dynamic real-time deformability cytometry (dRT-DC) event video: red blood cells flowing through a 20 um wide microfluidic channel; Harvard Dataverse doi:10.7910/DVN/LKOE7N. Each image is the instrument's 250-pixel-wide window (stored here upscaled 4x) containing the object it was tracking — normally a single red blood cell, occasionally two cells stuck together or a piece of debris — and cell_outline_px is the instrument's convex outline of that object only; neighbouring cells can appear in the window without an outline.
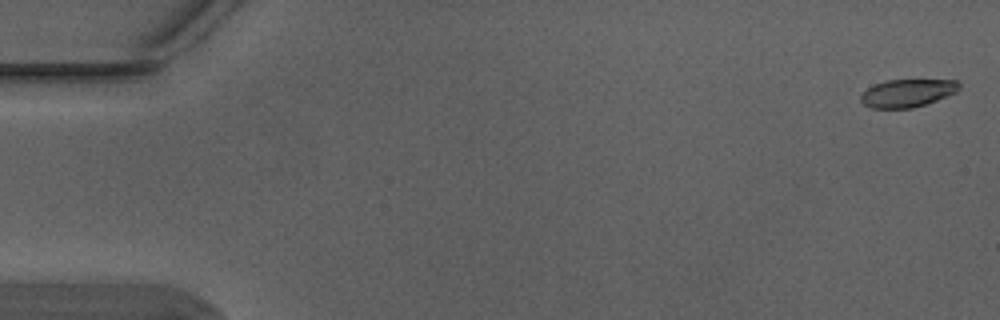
{"species": "Egyptian fruit bat (a non-hibernating species)", "species_latin": "Rousettus aegyptiacus", "temperature_condition": "warm", "stored_images_in_passage": 7, "camera_frame_rate_fps": 3000, "um_per_image_px": 0.085, "animal": {"sex": "male"}, "frame": {"image": 1, "passage_image": 1, "time_ms": 0.0, "image_size_px": [1000, 320], "cell_outline_px": [[960, 88], [956, 92], [936, 100], [912, 108], [872, 108], [864, 104], [860, 100], [860, 96], [868, 88], [876, 84], [888, 80], [956, 80], [960, 84]], "centroid_in_image_um": [77.13, 7.91], "position_along_channel_um": 7.9, "area_um2": 15.72}}
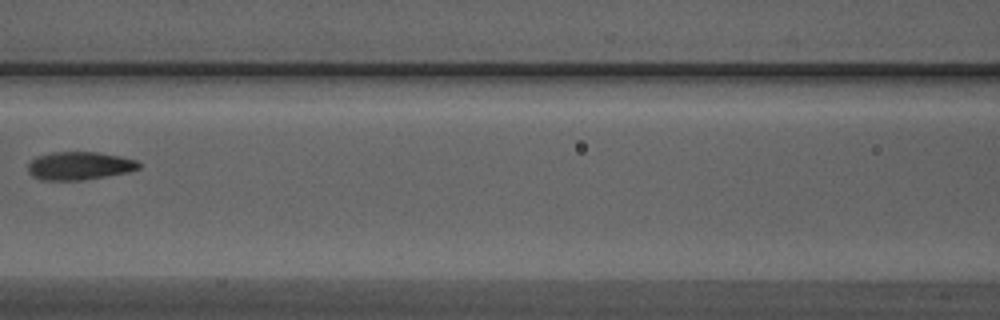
{"frame": {"image": 2, "passage_image": 6, "time_ms": 1.667, "image_size_px": [1000, 320], "cell_outline_px": [[140, 168], [128, 172], [84, 180], [40, 180], [32, 176], [28, 172], [28, 164], [36, 156], [52, 152], [100, 152], [120, 156], [136, 160], [140, 164]], "centroid_in_image_um": [6.74, 14.09], "position_along_channel_um": 159.9, "area_um2": 18.26}}
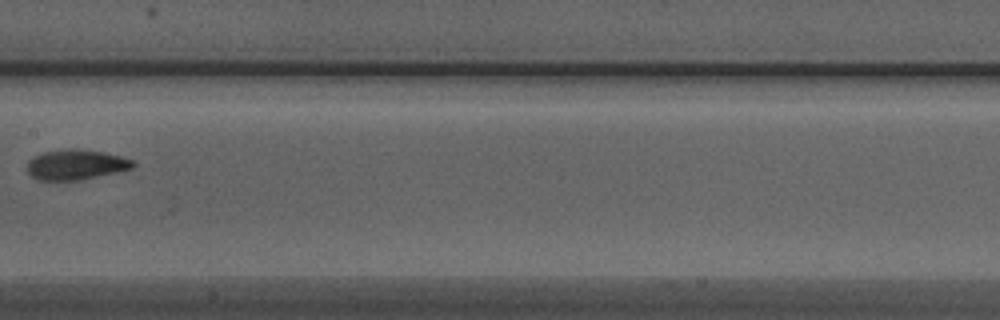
{"frame": {"image": 3, "passage_image": 7, "time_ms": 2.0, "image_size_px": [1000, 320], "cell_outline_px": [[136, 164], [132, 168], [116, 172], [80, 180], [40, 180], [32, 176], [28, 172], [28, 160], [44, 152], [68, 148], [76, 148], [104, 152], [120, 156], [132, 160]], "centroid_in_image_um": [6.46, 13.99], "position_along_channel_um": 200.9, "area_um2": 18.44}}